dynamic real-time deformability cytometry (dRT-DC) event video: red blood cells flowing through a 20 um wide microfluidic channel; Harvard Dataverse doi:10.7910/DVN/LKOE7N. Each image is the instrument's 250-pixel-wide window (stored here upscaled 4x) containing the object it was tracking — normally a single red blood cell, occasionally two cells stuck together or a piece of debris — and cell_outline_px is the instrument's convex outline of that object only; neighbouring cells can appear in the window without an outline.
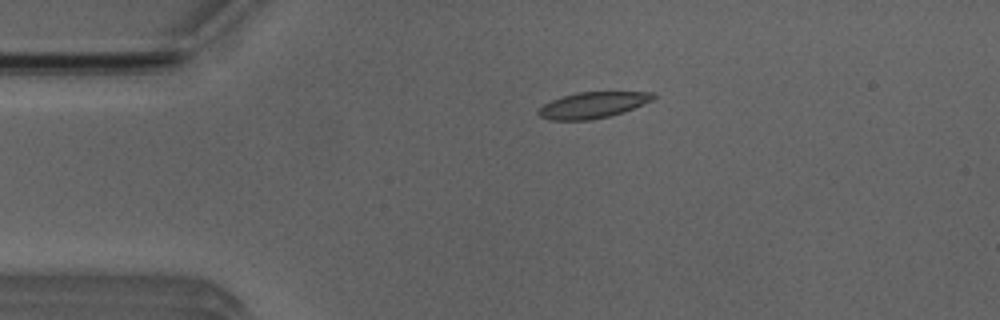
{"species": "Egyptian fruit bat (a non-hibernating species)", "species_latin": "Rousettus aegyptiacus", "temperature_condition": "room temperature", "stored_images_in_passage": 4, "camera_frame_rate_fps": 3000, "um_per_image_px": 0.085, "animal": {"sex": "male"}, "frame": {"image": 1, "passage_image": 3, "time_ms": 2.333, "image_size_px": [1000, 320], "cell_outline_px": [[656, 96], [652, 100], [624, 112], [608, 116], [588, 120], [552, 120], [540, 116], [536, 112], [544, 104], [552, 100], [576, 92], [652, 92]], "centroid_in_image_um": [50.38, 8.93], "position_along_channel_um": 34.6, "area_um2": 17.22}}